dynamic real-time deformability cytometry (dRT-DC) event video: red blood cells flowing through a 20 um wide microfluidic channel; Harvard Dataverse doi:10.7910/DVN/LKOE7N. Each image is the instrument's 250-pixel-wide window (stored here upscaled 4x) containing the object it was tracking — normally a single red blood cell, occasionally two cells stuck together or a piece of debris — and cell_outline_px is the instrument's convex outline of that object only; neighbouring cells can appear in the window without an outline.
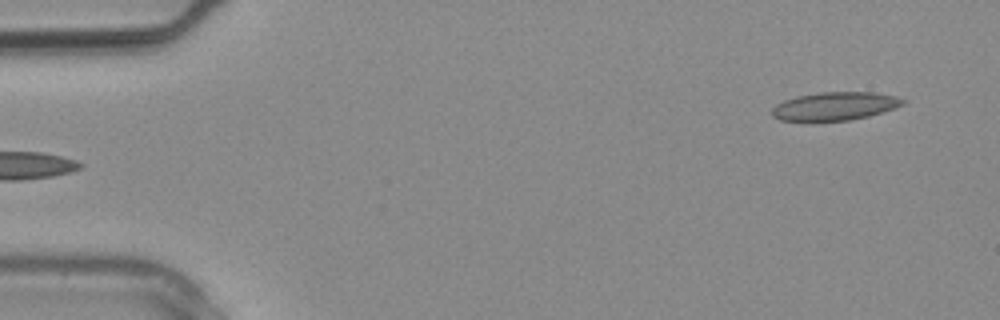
{"species": "common noctule bat (a hibernating species)", "species_latin": "Nyctalus noctula", "temperature_condition": "warm", "stored_images_in_passage": 3, "camera_frame_rate_fps": 3000, "um_per_image_px": 0.085, "animal": {"sex": "male", "body_mass_g": 20.4}, "frame": {"image": 1, "passage_image": 3, "time_ms": 0.667, "image_size_px": [1000, 320], "cell_outline_px": [[908, 100], [904, 104], [896, 108], [884, 112], [868, 116], [848, 120], [780, 120], [772, 116], [772, 108], [776, 104], [784, 100], [796, 96], [820, 92], [876, 92], [896, 96]], "centroid_in_image_um": [71.02, 9.0], "position_along_channel_um": 14.0, "area_um2": 21.56}}